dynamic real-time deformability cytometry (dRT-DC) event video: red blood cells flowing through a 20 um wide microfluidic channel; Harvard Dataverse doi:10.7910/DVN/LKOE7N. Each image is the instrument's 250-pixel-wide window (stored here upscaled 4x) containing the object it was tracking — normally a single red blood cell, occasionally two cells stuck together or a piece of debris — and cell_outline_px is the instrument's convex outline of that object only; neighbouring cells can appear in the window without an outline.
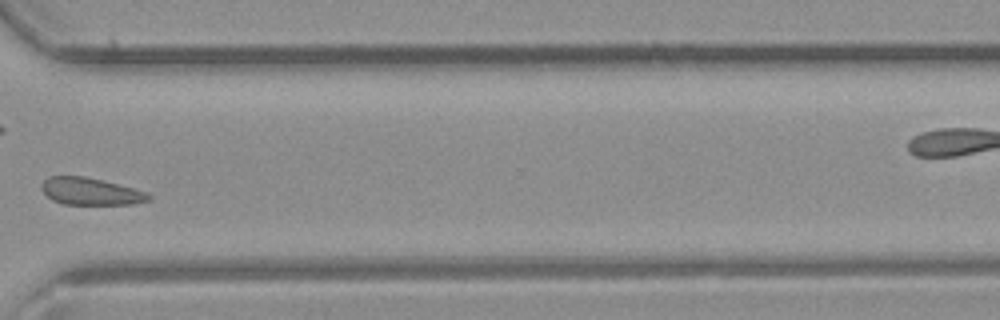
{"species": "common noctule bat (a hibernating species)", "species_latin": "Nyctalus noctula", "temperature_condition": "room temperature", "stored_images_in_passage": 33, "camera_frame_rate_fps": 3000, "um_per_image_px": 0.085, "animal": {"sex": "male", "body_mass_g": 23.1, "forearm_length_mm": 52.7}, "frame": {"image": 1, "passage_image": 24, "time_ms": 7.667, "image_size_px": [1000, 320], "cell_outline_px": [[152, 196], [148, 200], [132, 204], [64, 204], [52, 200], [40, 188], [40, 184], [48, 176], [84, 176], [132, 188], [144, 192]], "centroid_in_image_um": [7.63, 16.27], "position_along_channel_um": 363.0, "area_um2": 16.65}}